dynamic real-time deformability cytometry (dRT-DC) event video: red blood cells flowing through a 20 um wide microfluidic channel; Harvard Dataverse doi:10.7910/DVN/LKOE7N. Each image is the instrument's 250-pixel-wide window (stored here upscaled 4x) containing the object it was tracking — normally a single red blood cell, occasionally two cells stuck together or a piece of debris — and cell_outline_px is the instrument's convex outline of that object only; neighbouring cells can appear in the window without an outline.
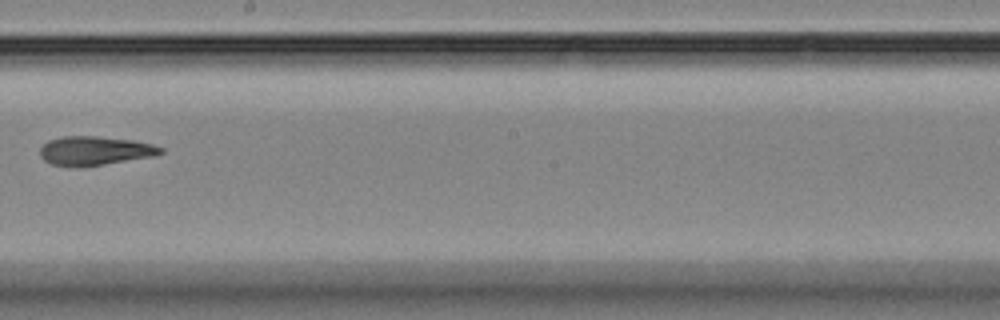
{"species": "Egyptian fruit bat (a non-hibernating species)", "species_latin": "Rousettus aegyptiacus", "temperature_condition": "room temperature", "stored_images_in_passage": 13, "camera_frame_rate_fps": 3000, "um_per_image_px": 0.085, "animal": {"sex": "female"}, "frame": {"image": 1, "passage_image": 8, "time_ms": 9.333, "image_size_px": [1000, 320], "cell_outline_px": [[164, 152], [152, 156], [104, 164], [52, 164], [44, 160], [40, 156], [40, 148], [48, 140], [64, 136], [96, 136], [132, 140], [152, 144], [164, 148]], "centroid_in_image_um": [8.09, 12.77], "position_along_channel_um": 240.1, "area_um2": 19.59}}
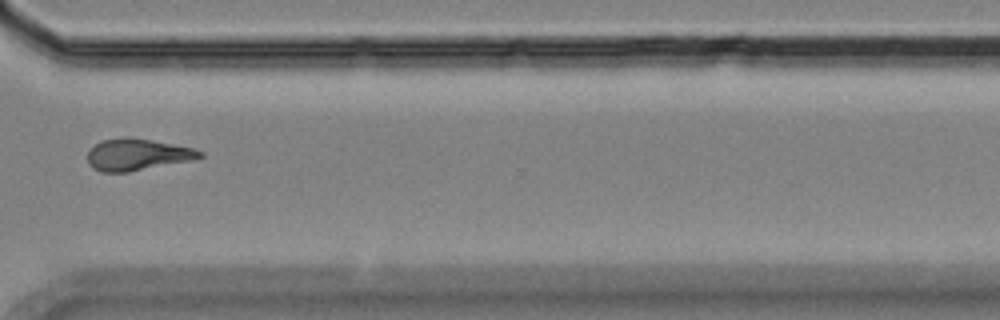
{"frame": {"image": 2, "passage_image": 11, "time_ms": 12.667, "image_size_px": [1000, 320], "cell_outline_px": [[204, 156], [192, 160], [128, 172], [100, 172], [92, 168], [88, 164], [88, 152], [100, 140], [124, 136], [128, 136], [152, 140], [192, 148], [204, 152]], "centroid_in_image_um": [11.64, 13.13], "position_along_channel_um": 359.0, "area_um2": 20.81}}
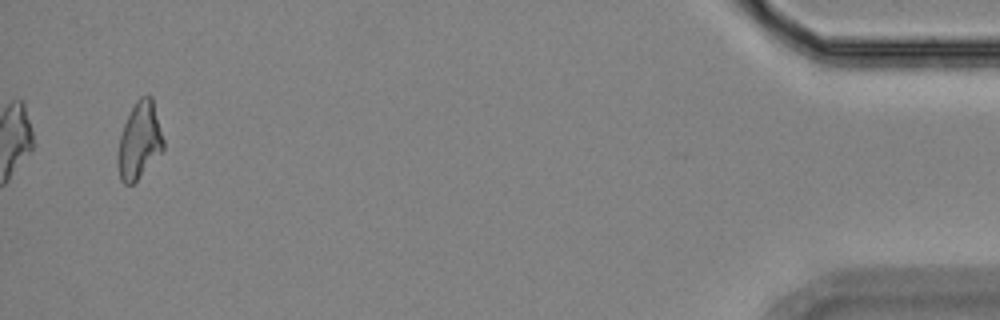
{"frame": {"image": 3, "passage_image": 13, "time_ms": 16.667, "image_size_px": [1000, 320], "cell_outline_px": [[164, 148], [136, 180], [132, 184], [124, 184], [120, 180], [116, 160], [120, 136], [124, 124], [136, 100], [140, 96], [148, 92], [152, 96], [164, 140]], "centroid_in_image_um": [11.84, 11.91], "position_along_channel_um": 423.4, "area_um2": 20.29}, "authors_computed_cell_mechanics": {"area_um2": 20.6924, "velocity_mm_per_s": 3.577, "shape_relaxation_time_tau1_ms": null, "shape_relaxation_time_tau2_ms": 6.6233, "deformation_change_tau1": null, "deformation_change_tau2": 0.1693}}